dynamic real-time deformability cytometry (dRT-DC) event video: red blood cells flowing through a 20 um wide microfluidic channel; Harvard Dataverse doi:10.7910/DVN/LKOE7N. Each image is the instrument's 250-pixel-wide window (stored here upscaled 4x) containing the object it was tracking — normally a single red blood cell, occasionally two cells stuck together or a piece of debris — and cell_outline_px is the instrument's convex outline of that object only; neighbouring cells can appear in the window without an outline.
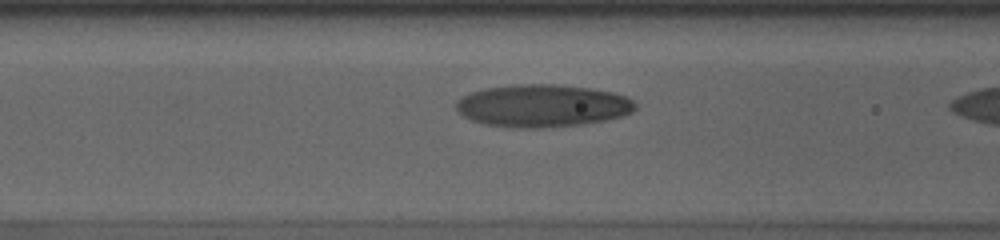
{"species": "human", "species_latin": "Homo sapiens", "temperature_condition": "cold", "stored_images_in_passage": 18, "camera_frame_rate_fps": 3000, "um_per_image_px": 0.085, "donor": {"sex": "male"}, "frame": {"image": 1, "passage_image": 17, "time_ms": 5.333, "image_size_px": [1000, 240], "cell_outline_px": [[636, 108], [632, 112], [620, 116], [604, 120], [580, 124], [540, 128], [512, 128], [484, 124], [472, 120], [464, 116], [456, 108], [456, 100], [472, 92], [484, 88], [516, 84], [556, 84], [592, 88], [612, 92], [624, 96], [632, 100], [636, 104]], "centroid_in_image_um": [46.09, 8.98], "position_along_channel_um": 120.5, "area_um2": 44.33}}